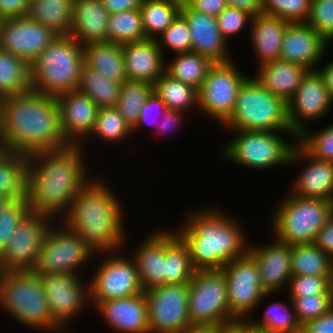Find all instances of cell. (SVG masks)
Segmentation results:
<instances>
[{
    "label": "cell",
    "mask_w": 333,
    "mask_h": 333,
    "mask_svg": "<svg viewBox=\"0 0 333 333\" xmlns=\"http://www.w3.org/2000/svg\"><path fill=\"white\" fill-rule=\"evenodd\" d=\"M74 0H29L27 16L49 28L57 36L72 31Z\"/></svg>",
    "instance_id": "cell-32"
},
{
    "label": "cell",
    "mask_w": 333,
    "mask_h": 333,
    "mask_svg": "<svg viewBox=\"0 0 333 333\" xmlns=\"http://www.w3.org/2000/svg\"><path fill=\"white\" fill-rule=\"evenodd\" d=\"M316 70L322 76L328 95L333 101V60L327 63V65L322 66L321 69L319 67Z\"/></svg>",
    "instance_id": "cell-61"
},
{
    "label": "cell",
    "mask_w": 333,
    "mask_h": 333,
    "mask_svg": "<svg viewBox=\"0 0 333 333\" xmlns=\"http://www.w3.org/2000/svg\"><path fill=\"white\" fill-rule=\"evenodd\" d=\"M83 46L70 36H57L30 64L32 90L57 96L77 90Z\"/></svg>",
    "instance_id": "cell-7"
},
{
    "label": "cell",
    "mask_w": 333,
    "mask_h": 333,
    "mask_svg": "<svg viewBox=\"0 0 333 333\" xmlns=\"http://www.w3.org/2000/svg\"><path fill=\"white\" fill-rule=\"evenodd\" d=\"M183 0H142L140 12L147 39L157 37L180 14Z\"/></svg>",
    "instance_id": "cell-35"
},
{
    "label": "cell",
    "mask_w": 333,
    "mask_h": 333,
    "mask_svg": "<svg viewBox=\"0 0 333 333\" xmlns=\"http://www.w3.org/2000/svg\"><path fill=\"white\" fill-rule=\"evenodd\" d=\"M80 277L63 273L40 275L52 318L65 331L70 320L90 302L89 283L85 285Z\"/></svg>",
    "instance_id": "cell-17"
},
{
    "label": "cell",
    "mask_w": 333,
    "mask_h": 333,
    "mask_svg": "<svg viewBox=\"0 0 333 333\" xmlns=\"http://www.w3.org/2000/svg\"><path fill=\"white\" fill-rule=\"evenodd\" d=\"M133 134V129L128 125L120 111L115 107L99 108L94 129L89 137L96 136L106 143L126 140Z\"/></svg>",
    "instance_id": "cell-44"
},
{
    "label": "cell",
    "mask_w": 333,
    "mask_h": 333,
    "mask_svg": "<svg viewBox=\"0 0 333 333\" xmlns=\"http://www.w3.org/2000/svg\"><path fill=\"white\" fill-rule=\"evenodd\" d=\"M184 112L181 110H169L164 112V115L160 117V122L157 123V129L162 133L166 134L174 132L178 127H182V120ZM162 118V119H161Z\"/></svg>",
    "instance_id": "cell-58"
},
{
    "label": "cell",
    "mask_w": 333,
    "mask_h": 333,
    "mask_svg": "<svg viewBox=\"0 0 333 333\" xmlns=\"http://www.w3.org/2000/svg\"><path fill=\"white\" fill-rule=\"evenodd\" d=\"M175 59L165 65V72L172 78L199 89L214 64L209 58L196 52L175 54Z\"/></svg>",
    "instance_id": "cell-40"
},
{
    "label": "cell",
    "mask_w": 333,
    "mask_h": 333,
    "mask_svg": "<svg viewBox=\"0 0 333 333\" xmlns=\"http://www.w3.org/2000/svg\"><path fill=\"white\" fill-rule=\"evenodd\" d=\"M226 4L245 11L252 17L263 14L262 0H226Z\"/></svg>",
    "instance_id": "cell-59"
},
{
    "label": "cell",
    "mask_w": 333,
    "mask_h": 333,
    "mask_svg": "<svg viewBox=\"0 0 333 333\" xmlns=\"http://www.w3.org/2000/svg\"><path fill=\"white\" fill-rule=\"evenodd\" d=\"M32 89L30 64L0 49V98Z\"/></svg>",
    "instance_id": "cell-36"
},
{
    "label": "cell",
    "mask_w": 333,
    "mask_h": 333,
    "mask_svg": "<svg viewBox=\"0 0 333 333\" xmlns=\"http://www.w3.org/2000/svg\"><path fill=\"white\" fill-rule=\"evenodd\" d=\"M30 212L26 199L11 200L0 210V256L18 224Z\"/></svg>",
    "instance_id": "cell-49"
},
{
    "label": "cell",
    "mask_w": 333,
    "mask_h": 333,
    "mask_svg": "<svg viewBox=\"0 0 333 333\" xmlns=\"http://www.w3.org/2000/svg\"><path fill=\"white\" fill-rule=\"evenodd\" d=\"M180 14L188 23L191 51L209 58L214 63L231 61L228 42L220 33L216 17L190 9L182 2Z\"/></svg>",
    "instance_id": "cell-24"
},
{
    "label": "cell",
    "mask_w": 333,
    "mask_h": 333,
    "mask_svg": "<svg viewBox=\"0 0 333 333\" xmlns=\"http://www.w3.org/2000/svg\"><path fill=\"white\" fill-rule=\"evenodd\" d=\"M288 300L293 302L297 320L301 326L324 315L333 306V295H305L289 297Z\"/></svg>",
    "instance_id": "cell-50"
},
{
    "label": "cell",
    "mask_w": 333,
    "mask_h": 333,
    "mask_svg": "<svg viewBox=\"0 0 333 333\" xmlns=\"http://www.w3.org/2000/svg\"><path fill=\"white\" fill-rule=\"evenodd\" d=\"M155 40L163 55L165 48H169L175 54L191 51L190 29L187 21L181 14Z\"/></svg>",
    "instance_id": "cell-46"
},
{
    "label": "cell",
    "mask_w": 333,
    "mask_h": 333,
    "mask_svg": "<svg viewBox=\"0 0 333 333\" xmlns=\"http://www.w3.org/2000/svg\"><path fill=\"white\" fill-rule=\"evenodd\" d=\"M195 272L187 245L175 230H165V285L189 284Z\"/></svg>",
    "instance_id": "cell-33"
},
{
    "label": "cell",
    "mask_w": 333,
    "mask_h": 333,
    "mask_svg": "<svg viewBox=\"0 0 333 333\" xmlns=\"http://www.w3.org/2000/svg\"><path fill=\"white\" fill-rule=\"evenodd\" d=\"M309 71L303 65L277 59L260 65L254 77L269 92L288 103Z\"/></svg>",
    "instance_id": "cell-29"
},
{
    "label": "cell",
    "mask_w": 333,
    "mask_h": 333,
    "mask_svg": "<svg viewBox=\"0 0 333 333\" xmlns=\"http://www.w3.org/2000/svg\"><path fill=\"white\" fill-rule=\"evenodd\" d=\"M332 103L322 76L317 70H310L287 103L288 123L292 132L298 137L307 128L305 121L324 116Z\"/></svg>",
    "instance_id": "cell-19"
},
{
    "label": "cell",
    "mask_w": 333,
    "mask_h": 333,
    "mask_svg": "<svg viewBox=\"0 0 333 333\" xmlns=\"http://www.w3.org/2000/svg\"><path fill=\"white\" fill-rule=\"evenodd\" d=\"M98 181L91 178L77 193L61 222L96 253L120 252L127 236L122 224L125 212L112 189Z\"/></svg>",
    "instance_id": "cell-3"
},
{
    "label": "cell",
    "mask_w": 333,
    "mask_h": 333,
    "mask_svg": "<svg viewBox=\"0 0 333 333\" xmlns=\"http://www.w3.org/2000/svg\"><path fill=\"white\" fill-rule=\"evenodd\" d=\"M144 293L149 333H179L191 326L188 284H166Z\"/></svg>",
    "instance_id": "cell-15"
},
{
    "label": "cell",
    "mask_w": 333,
    "mask_h": 333,
    "mask_svg": "<svg viewBox=\"0 0 333 333\" xmlns=\"http://www.w3.org/2000/svg\"><path fill=\"white\" fill-rule=\"evenodd\" d=\"M109 13L102 0H74L70 37L82 46L105 42Z\"/></svg>",
    "instance_id": "cell-28"
},
{
    "label": "cell",
    "mask_w": 333,
    "mask_h": 333,
    "mask_svg": "<svg viewBox=\"0 0 333 333\" xmlns=\"http://www.w3.org/2000/svg\"><path fill=\"white\" fill-rule=\"evenodd\" d=\"M29 0H0V18L27 16Z\"/></svg>",
    "instance_id": "cell-56"
},
{
    "label": "cell",
    "mask_w": 333,
    "mask_h": 333,
    "mask_svg": "<svg viewBox=\"0 0 333 333\" xmlns=\"http://www.w3.org/2000/svg\"><path fill=\"white\" fill-rule=\"evenodd\" d=\"M145 39L147 38L139 8L109 14L106 41L122 45Z\"/></svg>",
    "instance_id": "cell-41"
},
{
    "label": "cell",
    "mask_w": 333,
    "mask_h": 333,
    "mask_svg": "<svg viewBox=\"0 0 333 333\" xmlns=\"http://www.w3.org/2000/svg\"><path fill=\"white\" fill-rule=\"evenodd\" d=\"M112 253L114 252L110 251L91 276L90 306L94 304L95 307L102 301L144 293L133 258H126L122 253L121 256L117 252Z\"/></svg>",
    "instance_id": "cell-14"
},
{
    "label": "cell",
    "mask_w": 333,
    "mask_h": 333,
    "mask_svg": "<svg viewBox=\"0 0 333 333\" xmlns=\"http://www.w3.org/2000/svg\"><path fill=\"white\" fill-rule=\"evenodd\" d=\"M292 275L333 276V259L315 243L291 245Z\"/></svg>",
    "instance_id": "cell-37"
},
{
    "label": "cell",
    "mask_w": 333,
    "mask_h": 333,
    "mask_svg": "<svg viewBox=\"0 0 333 333\" xmlns=\"http://www.w3.org/2000/svg\"><path fill=\"white\" fill-rule=\"evenodd\" d=\"M217 25L222 36L228 41L232 35L238 34L251 22L252 16L237 8L227 6L217 17Z\"/></svg>",
    "instance_id": "cell-52"
},
{
    "label": "cell",
    "mask_w": 333,
    "mask_h": 333,
    "mask_svg": "<svg viewBox=\"0 0 333 333\" xmlns=\"http://www.w3.org/2000/svg\"><path fill=\"white\" fill-rule=\"evenodd\" d=\"M83 144L27 155L26 200L30 212L54 220H61L68 212L73 198L90 181Z\"/></svg>",
    "instance_id": "cell-1"
},
{
    "label": "cell",
    "mask_w": 333,
    "mask_h": 333,
    "mask_svg": "<svg viewBox=\"0 0 333 333\" xmlns=\"http://www.w3.org/2000/svg\"><path fill=\"white\" fill-rule=\"evenodd\" d=\"M192 212L175 232L187 245L196 270H221L248 252L246 235L236 218L216 208Z\"/></svg>",
    "instance_id": "cell-4"
},
{
    "label": "cell",
    "mask_w": 333,
    "mask_h": 333,
    "mask_svg": "<svg viewBox=\"0 0 333 333\" xmlns=\"http://www.w3.org/2000/svg\"><path fill=\"white\" fill-rule=\"evenodd\" d=\"M304 333H333V306L322 316L302 325Z\"/></svg>",
    "instance_id": "cell-55"
},
{
    "label": "cell",
    "mask_w": 333,
    "mask_h": 333,
    "mask_svg": "<svg viewBox=\"0 0 333 333\" xmlns=\"http://www.w3.org/2000/svg\"><path fill=\"white\" fill-rule=\"evenodd\" d=\"M221 270L227 283L230 314L238 322H245L267 296L273 295L263 289L257 262L248 252L226 263Z\"/></svg>",
    "instance_id": "cell-12"
},
{
    "label": "cell",
    "mask_w": 333,
    "mask_h": 333,
    "mask_svg": "<svg viewBox=\"0 0 333 333\" xmlns=\"http://www.w3.org/2000/svg\"><path fill=\"white\" fill-rule=\"evenodd\" d=\"M11 200L5 196L0 194V210L5 207Z\"/></svg>",
    "instance_id": "cell-65"
},
{
    "label": "cell",
    "mask_w": 333,
    "mask_h": 333,
    "mask_svg": "<svg viewBox=\"0 0 333 333\" xmlns=\"http://www.w3.org/2000/svg\"><path fill=\"white\" fill-rule=\"evenodd\" d=\"M109 14L140 8L142 0H102Z\"/></svg>",
    "instance_id": "cell-60"
},
{
    "label": "cell",
    "mask_w": 333,
    "mask_h": 333,
    "mask_svg": "<svg viewBox=\"0 0 333 333\" xmlns=\"http://www.w3.org/2000/svg\"><path fill=\"white\" fill-rule=\"evenodd\" d=\"M132 256L144 291L165 285V231L158 230L143 239Z\"/></svg>",
    "instance_id": "cell-27"
},
{
    "label": "cell",
    "mask_w": 333,
    "mask_h": 333,
    "mask_svg": "<svg viewBox=\"0 0 333 333\" xmlns=\"http://www.w3.org/2000/svg\"><path fill=\"white\" fill-rule=\"evenodd\" d=\"M60 223L57 226L51 224L45 234L33 269L38 275L49 273L79 275V268L97 254L78 233Z\"/></svg>",
    "instance_id": "cell-11"
},
{
    "label": "cell",
    "mask_w": 333,
    "mask_h": 333,
    "mask_svg": "<svg viewBox=\"0 0 333 333\" xmlns=\"http://www.w3.org/2000/svg\"><path fill=\"white\" fill-rule=\"evenodd\" d=\"M328 44L307 22L289 23L283 35L280 59L316 70Z\"/></svg>",
    "instance_id": "cell-22"
},
{
    "label": "cell",
    "mask_w": 333,
    "mask_h": 333,
    "mask_svg": "<svg viewBox=\"0 0 333 333\" xmlns=\"http://www.w3.org/2000/svg\"><path fill=\"white\" fill-rule=\"evenodd\" d=\"M166 110L167 108L164 102L157 96L155 92H152V94L148 97L147 101L141 106L139 121L136 124V126L133 128V132L136 133V130L142 128L143 126L145 127L146 123L147 126L149 122H151V124L152 122H154V124L155 122L157 123V121H160V118L159 120H156V118L158 119L157 113H159V115H161L162 117ZM155 113L157 114L156 117ZM151 117L153 118V120Z\"/></svg>",
    "instance_id": "cell-53"
},
{
    "label": "cell",
    "mask_w": 333,
    "mask_h": 333,
    "mask_svg": "<svg viewBox=\"0 0 333 333\" xmlns=\"http://www.w3.org/2000/svg\"><path fill=\"white\" fill-rule=\"evenodd\" d=\"M309 130L306 128L297 142L314 158L333 162V123L315 133Z\"/></svg>",
    "instance_id": "cell-47"
},
{
    "label": "cell",
    "mask_w": 333,
    "mask_h": 333,
    "mask_svg": "<svg viewBox=\"0 0 333 333\" xmlns=\"http://www.w3.org/2000/svg\"><path fill=\"white\" fill-rule=\"evenodd\" d=\"M127 80L154 84L165 72L164 55L156 40L122 44Z\"/></svg>",
    "instance_id": "cell-26"
},
{
    "label": "cell",
    "mask_w": 333,
    "mask_h": 333,
    "mask_svg": "<svg viewBox=\"0 0 333 333\" xmlns=\"http://www.w3.org/2000/svg\"><path fill=\"white\" fill-rule=\"evenodd\" d=\"M52 220L45 214L29 212L18 224L0 256V272L33 270L45 234L54 223Z\"/></svg>",
    "instance_id": "cell-16"
},
{
    "label": "cell",
    "mask_w": 333,
    "mask_h": 333,
    "mask_svg": "<svg viewBox=\"0 0 333 333\" xmlns=\"http://www.w3.org/2000/svg\"><path fill=\"white\" fill-rule=\"evenodd\" d=\"M235 132V138L230 139L220 153L225 159H229L228 161L255 170L288 165L295 144H289L286 138L283 139L277 134L278 131Z\"/></svg>",
    "instance_id": "cell-10"
},
{
    "label": "cell",
    "mask_w": 333,
    "mask_h": 333,
    "mask_svg": "<svg viewBox=\"0 0 333 333\" xmlns=\"http://www.w3.org/2000/svg\"><path fill=\"white\" fill-rule=\"evenodd\" d=\"M232 61L214 63L198 89L199 106L197 108L221 125L232 114L239 89L249 77L243 75L234 65L236 63Z\"/></svg>",
    "instance_id": "cell-13"
},
{
    "label": "cell",
    "mask_w": 333,
    "mask_h": 333,
    "mask_svg": "<svg viewBox=\"0 0 333 333\" xmlns=\"http://www.w3.org/2000/svg\"><path fill=\"white\" fill-rule=\"evenodd\" d=\"M288 286L289 297L333 295V276L292 275Z\"/></svg>",
    "instance_id": "cell-48"
},
{
    "label": "cell",
    "mask_w": 333,
    "mask_h": 333,
    "mask_svg": "<svg viewBox=\"0 0 333 333\" xmlns=\"http://www.w3.org/2000/svg\"><path fill=\"white\" fill-rule=\"evenodd\" d=\"M306 22L327 42L333 41V0H311Z\"/></svg>",
    "instance_id": "cell-51"
},
{
    "label": "cell",
    "mask_w": 333,
    "mask_h": 333,
    "mask_svg": "<svg viewBox=\"0 0 333 333\" xmlns=\"http://www.w3.org/2000/svg\"><path fill=\"white\" fill-rule=\"evenodd\" d=\"M225 128L234 131H281L298 138L288 123L287 103L273 95L256 79L248 77L239 89L234 109Z\"/></svg>",
    "instance_id": "cell-6"
},
{
    "label": "cell",
    "mask_w": 333,
    "mask_h": 333,
    "mask_svg": "<svg viewBox=\"0 0 333 333\" xmlns=\"http://www.w3.org/2000/svg\"><path fill=\"white\" fill-rule=\"evenodd\" d=\"M278 205L271 220L272 236L289 245L314 243L333 214L332 201L299 197L290 192Z\"/></svg>",
    "instance_id": "cell-8"
},
{
    "label": "cell",
    "mask_w": 333,
    "mask_h": 333,
    "mask_svg": "<svg viewBox=\"0 0 333 333\" xmlns=\"http://www.w3.org/2000/svg\"><path fill=\"white\" fill-rule=\"evenodd\" d=\"M94 309L114 332L149 333L145 293L102 301Z\"/></svg>",
    "instance_id": "cell-25"
},
{
    "label": "cell",
    "mask_w": 333,
    "mask_h": 333,
    "mask_svg": "<svg viewBox=\"0 0 333 333\" xmlns=\"http://www.w3.org/2000/svg\"><path fill=\"white\" fill-rule=\"evenodd\" d=\"M55 96L30 90L0 98L2 150L30 154L68 146Z\"/></svg>",
    "instance_id": "cell-2"
},
{
    "label": "cell",
    "mask_w": 333,
    "mask_h": 333,
    "mask_svg": "<svg viewBox=\"0 0 333 333\" xmlns=\"http://www.w3.org/2000/svg\"><path fill=\"white\" fill-rule=\"evenodd\" d=\"M314 243L333 259V214L320 229Z\"/></svg>",
    "instance_id": "cell-57"
},
{
    "label": "cell",
    "mask_w": 333,
    "mask_h": 333,
    "mask_svg": "<svg viewBox=\"0 0 333 333\" xmlns=\"http://www.w3.org/2000/svg\"><path fill=\"white\" fill-rule=\"evenodd\" d=\"M56 37L28 16L6 18L0 26V49L31 64Z\"/></svg>",
    "instance_id": "cell-18"
},
{
    "label": "cell",
    "mask_w": 333,
    "mask_h": 333,
    "mask_svg": "<svg viewBox=\"0 0 333 333\" xmlns=\"http://www.w3.org/2000/svg\"><path fill=\"white\" fill-rule=\"evenodd\" d=\"M290 307L281 302H273L268 305L262 319L255 320L248 318L245 323L253 329L265 333H297L302 331V326L297 320L294 304L291 301Z\"/></svg>",
    "instance_id": "cell-42"
},
{
    "label": "cell",
    "mask_w": 333,
    "mask_h": 333,
    "mask_svg": "<svg viewBox=\"0 0 333 333\" xmlns=\"http://www.w3.org/2000/svg\"><path fill=\"white\" fill-rule=\"evenodd\" d=\"M221 333H242V322H237L232 326L226 327Z\"/></svg>",
    "instance_id": "cell-63"
},
{
    "label": "cell",
    "mask_w": 333,
    "mask_h": 333,
    "mask_svg": "<svg viewBox=\"0 0 333 333\" xmlns=\"http://www.w3.org/2000/svg\"><path fill=\"white\" fill-rule=\"evenodd\" d=\"M225 328L212 325H191L179 333H221Z\"/></svg>",
    "instance_id": "cell-62"
},
{
    "label": "cell",
    "mask_w": 333,
    "mask_h": 333,
    "mask_svg": "<svg viewBox=\"0 0 333 333\" xmlns=\"http://www.w3.org/2000/svg\"><path fill=\"white\" fill-rule=\"evenodd\" d=\"M0 308L27 328L66 332L53 320L40 275L33 270L0 272Z\"/></svg>",
    "instance_id": "cell-5"
},
{
    "label": "cell",
    "mask_w": 333,
    "mask_h": 333,
    "mask_svg": "<svg viewBox=\"0 0 333 333\" xmlns=\"http://www.w3.org/2000/svg\"><path fill=\"white\" fill-rule=\"evenodd\" d=\"M242 333H259V330L250 328L245 322H242Z\"/></svg>",
    "instance_id": "cell-64"
},
{
    "label": "cell",
    "mask_w": 333,
    "mask_h": 333,
    "mask_svg": "<svg viewBox=\"0 0 333 333\" xmlns=\"http://www.w3.org/2000/svg\"><path fill=\"white\" fill-rule=\"evenodd\" d=\"M289 23L282 18L264 14L252 17L250 36L259 66L280 59L281 43Z\"/></svg>",
    "instance_id": "cell-30"
},
{
    "label": "cell",
    "mask_w": 333,
    "mask_h": 333,
    "mask_svg": "<svg viewBox=\"0 0 333 333\" xmlns=\"http://www.w3.org/2000/svg\"><path fill=\"white\" fill-rule=\"evenodd\" d=\"M27 155L0 151V194L10 200L26 199Z\"/></svg>",
    "instance_id": "cell-34"
},
{
    "label": "cell",
    "mask_w": 333,
    "mask_h": 333,
    "mask_svg": "<svg viewBox=\"0 0 333 333\" xmlns=\"http://www.w3.org/2000/svg\"><path fill=\"white\" fill-rule=\"evenodd\" d=\"M289 157V164L301 160L310 162L299 173L291 194L304 198H319L333 202V162L314 158L298 142ZM306 159V160H305ZM297 179V180H296Z\"/></svg>",
    "instance_id": "cell-21"
},
{
    "label": "cell",
    "mask_w": 333,
    "mask_h": 333,
    "mask_svg": "<svg viewBox=\"0 0 333 333\" xmlns=\"http://www.w3.org/2000/svg\"><path fill=\"white\" fill-rule=\"evenodd\" d=\"M311 0H262L263 14L282 18L290 23L306 22Z\"/></svg>",
    "instance_id": "cell-45"
},
{
    "label": "cell",
    "mask_w": 333,
    "mask_h": 333,
    "mask_svg": "<svg viewBox=\"0 0 333 333\" xmlns=\"http://www.w3.org/2000/svg\"><path fill=\"white\" fill-rule=\"evenodd\" d=\"M188 289L191 325L229 327L238 322L230 314L227 283L222 270H196Z\"/></svg>",
    "instance_id": "cell-9"
},
{
    "label": "cell",
    "mask_w": 333,
    "mask_h": 333,
    "mask_svg": "<svg viewBox=\"0 0 333 333\" xmlns=\"http://www.w3.org/2000/svg\"><path fill=\"white\" fill-rule=\"evenodd\" d=\"M273 242L263 247L252 244L248 246V253L257 262L261 283L266 293H279V290L286 288L292 276L291 245L276 238Z\"/></svg>",
    "instance_id": "cell-23"
},
{
    "label": "cell",
    "mask_w": 333,
    "mask_h": 333,
    "mask_svg": "<svg viewBox=\"0 0 333 333\" xmlns=\"http://www.w3.org/2000/svg\"><path fill=\"white\" fill-rule=\"evenodd\" d=\"M61 130L70 145H80L94 129L99 107L86 94L78 90L56 96Z\"/></svg>",
    "instance_id": "cell-20"
},
{
    "label": "cell",
    "mask_w": 333,
    "mask_h": 333,
    "mask_svg": "<svg viewBox=\"0 0 333 333\" xmlns=\"http://www.w3.org/2000/svg\"><path fill=\"white\" fill-rule=\"evenodd\" d=\"M153 92L164 102L169 110L183 112L199 106L198 89L172 78L164 72L153 84Z\"/></svg>",
    "instance_id": "cell-38"
},
{
    "label": "cell",
    "mask_w": 333,
    "mask_h": 333,
    "mask_svg": "<svg viewBox=\"0 0 333 333\" xmlns=\"http://www.w3.org/2000/svg\"><path fill=\"white\" fill-rule=\"evenodd\" d=\"M121 84L83 64L77 90L89 96L99 108L113 107L117 104Z\"/></svg>",
    "instance_id": "cell-39"
},
{
    "label": "cell",
    "mask_w": 333,
    "mask_h": 333,
    "mask_svg": "<svg viewBox=\"0 0 333 333\" xmlns=\"http://www.w3.org/2000/svg\"><path fill=\"white\" fill-rule=\"evenodd\" d=\"M153 92V84L126 80L121 84L116 108L133 129L139 121L141 106Z\"/></svg>",
    "instance_id": "cell-43"
},
{
    "label": "cell",
    "mask_w": 333,
    "mask_h": 333,
    "mask_svg": "<svg viewBox=\"0 0 333 333\" xmlns=\"http://www.w3.org/2000/svg\"><path fill=\"white\" fill-rule=\"evenodd\" d=\"M83 63L112 81L127 80L122 45L112 42H92L83 45Z\"/></svg>",
    "instance_id": "cell-31"
},
{
    "label": "cell",
    "mask_w": 333,
    "mask_h": 333,
    "mask_svg": "<svg viewBox=\"0 0 333 333\" xmlns=\"http://www.w3.org/2000/svg\"><path fill=\"white\" fill-rule=\"evenodd\" d=\"M192 10L217 17L228 5L226 0H183Z\"/></svg>",
    "instance_id": "cell-54"
}]
</instances>
